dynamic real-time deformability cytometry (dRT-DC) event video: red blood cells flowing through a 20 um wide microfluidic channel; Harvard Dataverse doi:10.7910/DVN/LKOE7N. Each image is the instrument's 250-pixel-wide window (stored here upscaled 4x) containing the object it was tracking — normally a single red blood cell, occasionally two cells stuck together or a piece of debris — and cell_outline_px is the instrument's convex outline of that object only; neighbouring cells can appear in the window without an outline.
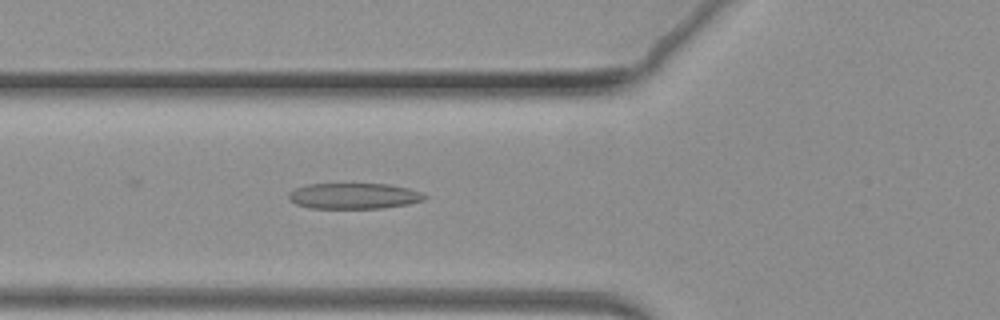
{"species": "common noctule bat (a hibernating species)", "species_latin": "Nyctalus noctula", "temperature_condition": "warm", "stored_images_in_passage": 68, "camera_frame_rate_fps": 3000, "um_per_image_px": 0.085, "animal": {"sex": "female", "body_mass_g": 19.3, "forearm_length_mm": 54.1}, "frame": {"image": 1, "passage_image": 25, "time_ms": 8.0, "image_size_px": [1000, 320], "cell_outline_px": [[428, 196], [424, 200], [408, 204], [384, 208], [308, 208], [296, 204], [288, 200], [288, 192], [296, 188], [308, 184], [388, 184], [408, 188], [420, 192]], "centroid_in_image_um": [30.06, 16.66], "position_along_channel_um": 95.7, "area_um2": 20.52}}
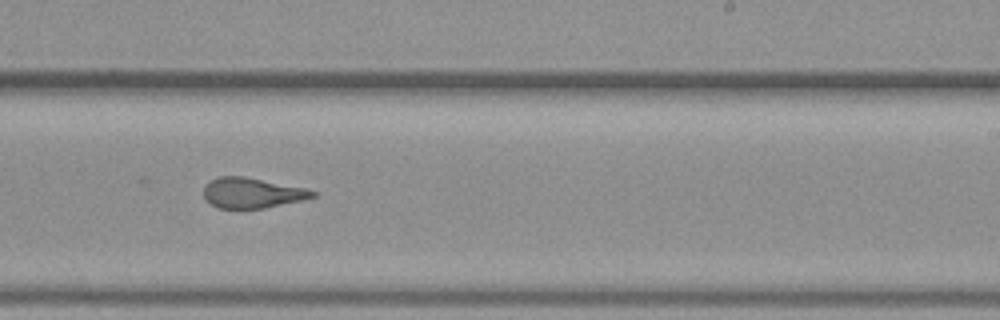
{"frame": {"image": 2, "passage_image": 42, "time_ms": 13.667, "image_size_px": [1000, 320], "cell_outline_px": [[316, 196], [304, 200], [264, 208], [216, 208], [204, 196], [204, 184], [220, 176], [244, 176], [304, 188], [316, 192]], "centroid_in_image_um": [21.42, 16.4], "position_along_channel_um": 267.6, "area_um2": 19.07}}
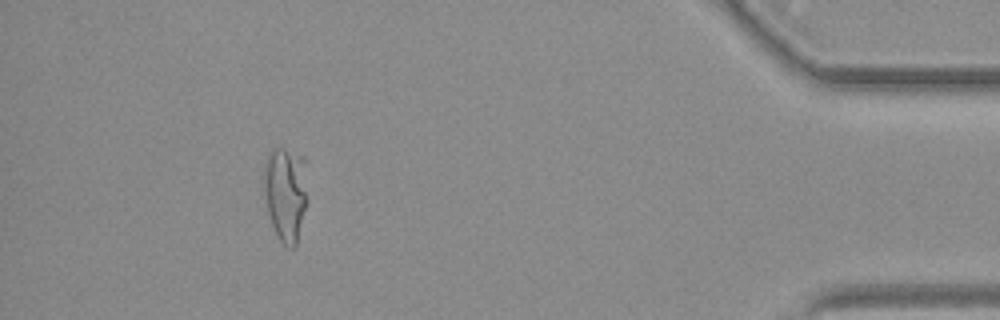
{"frame": {"image": 3, "passage_image": 62, "time_ms": 20.333, "image_size_px": [1000, 320], "cell_outline_px": [[304, 208], [296, 248], [288, 248], [280, 240], [272, 224], [268, 212], [264, 196], [264, 164], [268, 152], [272, 148], [284, 148], [304, 156]], "centroid_in_image_um": [24.22, 16.42], "position_along_channel_um": 411.0, "area_um2": 23.52}}